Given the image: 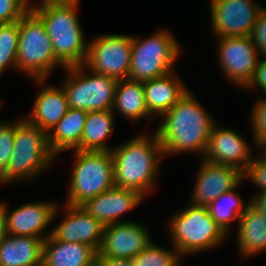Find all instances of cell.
Wrapping results in <instances>:
<instances>
[{
  "mask_svg": "<svg viewBox=\"0 0 266 266\" xmlns=\"http://www.w3.org/2000/svg\"><path fill=\"white\" fill-rule=\"evenodd\" d=\"M19 34V20L9 24H0V75L10 66L17 69Z\"/></svg>",
  "mask_w": 266,
  "mask_h": 266,
  "instance_id": "cell-28",
  "label": "cell"
},
{
  "mask_svg": "<svg viewBox=\"0 0 266 266\" xmlns=\"http://www.w3.org/2000/svg\"><path fill=\"white\" fill-rule=\"evenodd\" d=\"M66 204L81 206L102 192L113 188L114 161L111 151L74 150Z\"/></svg>",
  "mask_w": 266,
  "mask_h": 266,
  "instance_id": "cell-7",
  "label": "cell"
},
{
  "mask_svg": "<svg viewBox=\"0 0 266 266\" xmlns=\"http://www.w3.org/2000/svg\"><path fill=\"white\" fill-rule=\"evenodd\" d=\"M62 87L70 108L86 111L112 109L117 79L95 73L84 64L69 66Z\"/></svg>",
  "mask_w": 266,
  "mask_h": 266,
  "instance_id": "cell-9",
  "label": "cell"
},
{
  "mask_svg": "<svg viewBox=\"0 0 266 266\" xmlns=\"http://www.w3.org/2000/svg\"><path fill=\"white\" fill-rule=\"evenodd\" d=\"M98 251L83 243H69L49 235L43 244L42 266H96Z\"/></svg>",
  "mask_w": 266,
  "mask_h": 266,
  "instance_id": "cell-21",
  "label": "cell"
},
{
  "mask_svg": "<svg viewBox=\"0 0 266 266\" xmlns=\"http://www.w3.org/2000/svg\"><path fill=\"white\" fill-rule=\"evenodd\" d=\"M190 203L208 206L221 194L237 187L244 179L235 167L214 164L201 160Z\"/></svg>",
  "mask_w": 266,
  "mask_h": 266,
  "instance_id": "cell-16",
  "label": "cell"
},
{
  "mask_svg": "<svg viewBox=\"0 0 266 266\" xmlns=\"http://www.w3.org/2000/svg\"><path fill=\"white\" fill-rule=\"evenodd\" d=\"M44 240L6 233L0 243V266H42Z\"/></svg>",
  "mask_w": 266,
  "mask_h": 266,
  "instance_id": "cell-23",
  "label": "cell"
},
{
  "mask_svg": "<svg viewBox=\"0 0 266 266\" xmlns=\"http://www.w3.org/2000/svg\"><path fill=\"white\" fill-rule=\"evenodd\" d=\"M66 216L51 229V235L60 241L83 243L99 251L105 226L81 206L65 204Z\"/></svg>",
  "mask_w": 266,
  "mask_h": 266,
  "instance_id": "cell-17",
  "label": "cell"
},
{
  "mask_svg": "<svg viewBox=\"0 0 266 266\" xmlns=\"http://www.w3.org/2000/svg\"><path fill=\"white\" fill-rule=\"evenodd\" d=\"M262 93L264 94V99L266 100V89Z\"/></svg>",
  "mask_w": 266,
  "mask_h": 266,
  "instance_id": "cell-40",
  "label": "cell"
},
{
  "mask_svg": "<svg viewBox=\"0 0 266 266\" xmlns=\"http://www.w3.org/2000/svg\"><path fill=\"white\" fill-rule=\"evenodd\" d=\"M211 28L215 37L250 36L259 11L254 0H211Z\"/></svg>",
  "mask_w": 266,
  "mask_h": 266,
  "instance_id": "cell-11",
  "label": "cell"
},
{
  "mask_svg": "<svg viewBox=\"0 0 266 266\" xmlns=\"http://www.w3.org/2000/svg\"><path fill=\"white\" fill-rule=\"evenodd\" d=\"M148 113L154 118L168 112L189 90L176 72L143 82Z\"/></svg>",
  "mask_w": 266,
  "mask_h": 266,
  "instance_id": "cell-19",
  "label": "cell"
},
{
  "mask_svg": "<svg viewBox=\"0 0 266 266\" xmlns=\"http://www.w3.org/2000/svg\"><path fill=\"white\" fill-rule=\"evenodd\" d=\"M56 157L50 150L48 135L25 117L16 125L13 153L0 183L34 179L50 167Z\"/></svg>",
  "mask_w": 266,
  "mask_h": 266,
  "instance_id": "cell-5",
  "label": "cell"
},
{
  "mask_svg": "<svg viewBox=\"0 0 266 266\" xmlns=\"http://www.w3.org/2000/svg\"><path fill=\"white\" fill-rule=\"evenodd\" d=\"M16 123L0 121V176L7 170L13 153L14 139L16 133Z\"/></svg>",
  "mask_w": 266,
  "mask_h": 266,
  "instance_id": "cell-31",
  "label": "cell"
},
{
  "mask_svg": "<svg viewBox=\"0 0 266 266\" xmlns=\"http://www.w3.org/2000/svg\"><path fill=\"white\" fill-rule=\"evenodd\" d=\"M31 0H0V24L20 20L29 10Z\"/></svg>",
  "mask_w": 266,
  "mask_h": 266,
  "instance_id": "cell-32",
  "label": "cell"
},
{
  "mask_svg": "<svg viewBox=\"0 0 266 266\" xmlns=\"http://www.w3.org/2000/svg\"><path fill=\"white\" fill-rule=\"evenodd\" d=\"M251 203L266 216V191L255 194Z\"/></svg>",
  "mask_w": 266,
  "mask_h": 266,
  "instance_id": "cell-37",
  "label": "cell"
},
{
  "mask_svg": "<svg viewBox=\"0 0 266 266\" xmlns=\"http://www.w3.org/2000/svg\"><path fill=\"white\" fill-rule=\"evenodd\" d=\"M162 118L155 132L164 155L195 151L204 156L216 123L192 92L188 91Z\"/></svg>",
  "mask_w": 266,
  "mask_h": 266,
  "instance_id": "cell-1",
  "label": "cell"
},
{
  "mask_svg": "<svg viewBox=\"0 0 266 266\" xmlns=\"http://www.w3.org/2000/svg\"><path fill=\"white\" fill-rule=\"evenodd\" d=\"M149 234L146 227L134 221L105 226L98 253L104 257L132 260L152 243Z\"/></svg>",
  "mask_w": 266,
  "mask_h": 266,
  "instance_id": "cell-14",
  "label": "cell"
},
{
  "mask_svg": "<svg viewBox=\"0 0 266 266\" xmlns=\"http://www.w3.org/2000/svg\"><path fill=\"white\" fill-rule=\"evenodd\" d=\"M115 111H88L81 138V151H111L106 140L112 134Z\"/></svg>",
  "mask_w": 266,
  "mask_h": 266,
  "instance_id": "cell-26",
  "label": "cell"
},
{
  "mask_svg": "<svg viewBox=\"0 0 266 266\" xmlns=\"http://www.w3.org/2000/svg\"><path fill=\"white\" fill-rule=\"evenodd\" d=\"M17 71L34 78L40 87L56 67H66L54 55L50 37L41 19L30 9L19 20Z\"/></svg>",
  "mask_w": 266,
  "mask_h": 266,
  "instance_id": "cell-4",
  "label": "cell"
},
{
  "mask_svg": "<svg viewBox=\"0 0 266 266\" xmlns=\"http://www.w3.org/2000/svg\"><path fill=\"white\" fill-rule=\"evenodd\" d=\"M132 36L102 34L88 43L84 65L91 71L117 80L128 79L131 65Z\"/></svg>",
  "mask_w": 266,
  "mask_h": 266,
  "instance_id": "cell-10",
  "label": "cell"
},
{
  "mask_svg": "<svg viewBox=\"0 0 266 266\" xmlns=\"http://www.w3.org/2000/svg\"><path fill=\"white\" fill-rule=\"evenodd\" d=\"M251 124L253 128V146L261 150L266 149V100L258 99L251 110Z\"/></svg>",
  "mask_w": 266,
  "mask_h": 266,
  "instance_id": "cell-30",
  "label": "cell"
},
{
  "mask_svg": "<svg viewBox=\"0 0 266 266\" xmlns=\"http://www.w3.org/2000/svg\"><path fill=\"white\" fill-rule=\"evenodd\" d=\"M56 202H29L9 213L8 206L0 203V212L5 221V231L11 235L30 236L46 239L52 231L43 235L44 230L56 218L59 207Z\"/></svg>",
  "mask_w": 266,
  "mask_h": 266,
  "instance_id": "cell-13",
  "label": "cell"
},
{
  "mask_svg": "<svg viewBox=\"0 0 266 266\" xmlns=\"http://www.w3.org/2000/svg\"><path fill=\"white\" fill-rule=\"evenodd\" d=\"M140 39L132 37L129 80L144 82L174 72L181 47L167 29Z\"/></svg>",
  "mask_w": 266,
  "mask_h": 266,
  "instance_id": "cell-8",
  "label": "cell"
},
{
  "mask_svg": "<svg viewBox=\"0 0 266 266\" xmlns=\"http://www.w3.org/2000/svg\"><path fill=\"white\" fill-rule=\"evenodd\" d=\"M5 234V221L2 213L0 212V243L3 240Z\"/></svg>",
  "mask_w": 266,
  "mask_h": 266,
  "instance_id": "cell-38",
  "label": "cell"
},
{
  "mask_svg": "<svg viewBox=\"0 0 266 266\" xmlns=\"http://www.w3.org/2000/svg\"><path fill=\"white\" fill-rule=\"evenodd\" d=\"M173 247L181 257L219 246L226 236L212 219L207 206L190 203L169 220Z\"/></svg>",
  "mask_w": 266,
  "mask_h": 266,
  "instance_id": "cell-6",
  "label": "cell"
},
{
  "mask_svg": "<svg viewBox=\"0 0 266 266\" xmlns=\"http://www.w3.org/2000/svg\"><path fill=\"white\" fill-rule=\"evenodd\" d=\"M261 56L266 55V8H262L249 36Z\"/></svg>",
  "mask_w": 266,
  "mask_h": 266,
  "instance_id": "cell-34",
  "label": "cell"
},
{
  "mask_svg": "<svg viewBox=\"0 0 266 266\" xmlns=\"http://www.w3.org/2000/svg\"><path fill=\"white\" fill-rule=\"evenodd\" d=\"M251 151V146L241 134L215 124L203 159L214 164L235 167L244 173L254 157Z\"/></svg>",
  "mask_w": 266,
  "mask_h": 266,
  "instance_id": "cell-15",
  "label": "cell"
},
{
  "mask_svg": "<svg viewBox=\"0 0 266 266\" xmlns=\"http://www.w3.org/2000/svg\"><path fill=\"white\" fill-rule=\"evenodd\" d=\"M41 89L34 100L32 112L25 118L48 134L70 107L62 86L46 85Z\"/></svg>",
  "mask_w": 266,
  "mask_h": 266,
  "instance_id": "cell-20",
  "label": "cell"
},
{
  "mask_svg": "<svg viewBox=\"0 0 266 266\" xmlns=\"http://www.w3.org/2000/svg\"><path fill=\"white\" fill-rule=\"evenodd\" d=\"M88 111L69 108L67 113L48 133V144L51 152L57 156L66 150H80L81 138Z\"/></svg>",
  "mask_w": 266,
  "mask_h": 266,
  "instance_id": "cell-24",
  "label": "cell"
},
{
  "mask_svg": "<svg viewBox=\"0 0 266 266\" xmlns=\"http://www.w3.org/2000/svg\"><path fill=\"white\" fill-rule=\"evenodd\" d=\"M218 39V57L224 75L234 85L246 88L259 62L256 45L249 36Z\"/></svg>",
  "mask_w": 266,
  "mask_h": 266,
  "instance_id": "cell-12",
  "label": "cell"
},
{
  "mask_svg": "<svg viewBox=\"0 0 266 266\" xmlns=\"http://www.w3.org/2000/svg\"><path fill=\"white\" fill-rule=\"evenodd\" d=\"M180 257L175 247L167 249L152 241L132 262L134 266H174Z\"/></svg>",
  "mask_w": 266,
  "mask_h": 266,
  "instance_id": "cell-29",
  "label": "cell"
},
{
  "mask_svg": "<svg viewBox=\"0 0 266 266\" xmlns=\"http://www.w3.org/2000/svg\"><path fill=\"white\" fill-rule=\"evenodd\" d=\"M180 260L174 265V266H182V264H180Z\"/></svg>",
  "mask_w": 266,
  "mask_h": 266,
  "instance_id": "cell-39",
  "label": "cell"
},
{
  "mask_svg": "<svg viewBox=\"0 0 266 266\" xmlns=\"http://www.w3.org/2000/svg\"><path fill=\"white\" fill-rule=\"evenodd\" d=\"M241 184L242 182L233 190L221 194L207 206L212 219L227 235L230 231L231 223L235 220L239 221L248 206V204L245 205L239 196L240 193L236 191V188H239Z\"/></svg>",
  "mask_w": 266,
  "mask_h": 266,
  "instance_id": "cell-27",
  "label": "cell"
},
{
  "mask_svg": "<svg viewBox=\"0 0 266 266\" xmlns=\"http://www.w3.org/2000/svg\"><path fill=\"white\" fill-rule=\"evenodd\" d=\"M237 245L244 258L266 250V216L249 199L246 210L238 221Z\"/></svg>",
  "mask_w": 266,
  "mask_h": 266,
  "instance_id": "cell-22",
  "label": "cell"
},
{
  "mask_svg": "<svg viewBox=\"0 0 266 266\" xmlns=\"http://www.w3.org/2000/svg\"><path fill=\"white\" fill-rule=\"evenodd\" d=\"M96 266H134V264L131 259L104 257L98 253Z\"/></svg>",
  "mask_w": 266,
  "mask_h": 266,
  "instance_id": "cell-36",
  "label": "cell"
},
{
  "mask_svg": "<svg viewBox=\"0 0 266 266\" xmlns=\"http://www.w3.org/2000/svg\"><path fill=\"white\" fill-rule=\"evenodd\" d=\"M261 151L262 157H254L243 173V177H248L259 188V192L266 191V149Z\"/></svg>",
  "mask_w": 266,
  "mask_h": 266,
  "instance_id": "cell-33",
  "label": "cell"
},
{
  "mask_svg": "<svg viewBox=\"0 0 266 266\" xmlns=\"http://www.w3.org/2000/svg\"><path fill=\"white\" fill-rule=\"evenodd\" d=\"M145 197L135 190L114 186L87 200L81 207L104 226L128 222L121 216L138 206Z\"/></svg>",
  "mask_w": 266,
  "mask_h": 266,
  "instance_id": "cell-18",
  "label": "cell"
},
{
  "mask_svg": "<svg viewBox=\"0 0 266 266\" xmlns=\"http://www.w3.org/2000/svg\"><path fill=\"white\" fill-rule=\"evenodd\" d=\"M264 57V60L259 59L252 80L246 86L245 90L259 88L261 91H264L266 89V55Z\"/></svg>",
  "mask_w": 266,
  "mask_h": 266,
  "instance_id": "cell-35",
  "label": "cell"
},
{
  "mask_svg": "<svg viewBox=\"0 0 266 266\" xmlns=\"http://www.w3.org/2000/svg\"><path fill=\"white\" fill-rule=\"evenodd\" d=\"M147 136L140 133L111 150L114 185L135 190L144 197L155 188L159 162L164 157L157 133Z\"/></svg>",
  "mask_w": 266,
  "mask_h": 266,
  "instance_id": "cell-2",
  "label": "cell"
},
{
  "mask_svg": "<svg viewBox=\"0 0 266 266\" xmlns=\"http://www.w3.org/2000/svg\"><path fill=\"white\" fill-rule=\"evenodd\" d=\"M77 5L78 2L41 1L30 6L44 24L54 55L65 67L84 64L88 54V43L77 18Z\"/></svg>",
  "mask_w": 266,
  "mask_h": 266,
  "instance_id": "cell-3",
  "label": "cell"
},
{
  "mask_svg": "<svg viewBox=\"0 0 266 266\" xmlns=\"http://www.w3.org/2000/svg\"><path fill=\"white\" fill-rule=\"evenodd\" d=\"M111 110L119 111L126 119L132 121L152 118L147 110L143 82L129 79L119 80Z\"/></svg>",
  "mask_w": 266,
  "mask_h": 266,
  "instance_id": "cell-25",
  "label": "cell"
}]
</instances>
